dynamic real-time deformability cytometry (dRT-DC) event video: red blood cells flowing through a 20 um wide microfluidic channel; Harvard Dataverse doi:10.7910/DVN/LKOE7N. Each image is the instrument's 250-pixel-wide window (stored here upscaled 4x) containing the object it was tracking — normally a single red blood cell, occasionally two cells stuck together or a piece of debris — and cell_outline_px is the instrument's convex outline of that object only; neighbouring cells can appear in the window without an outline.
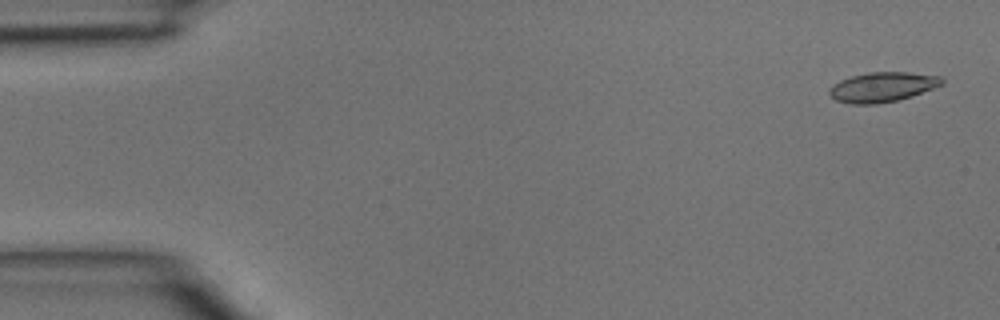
{"species": "common noctule bat (a hibernating species)", "species_latin": "Nyctalus noctula", "temperature_condition": "room temperature", "stored_images_in_passage": 4, "segment_of_instrument_passage": [1, 2], "camera_frame_rate_fps": 3000, "um_per_image_px": 0.085, "animal": {"sex": "male", "body_mass_g": 15.6}, "frame": {"image": 1, "passage_image": 1, "time_ms": 0.0, "image_size_px": [1000, 320], "cell_outline_px": [[944, 84], [912, 96], [896, 100], [876, 104], [852, 104], [836, 100], [828, 92], [828, 88], [832, 84], [840, 80], [852, 76], [868, 72], [908, 72], [940, 76], [944, 80]], "centroid_in_image_um": [75.0, 7.39], "position_along_channel_um": 10.0, "area_um2": 19.54}}